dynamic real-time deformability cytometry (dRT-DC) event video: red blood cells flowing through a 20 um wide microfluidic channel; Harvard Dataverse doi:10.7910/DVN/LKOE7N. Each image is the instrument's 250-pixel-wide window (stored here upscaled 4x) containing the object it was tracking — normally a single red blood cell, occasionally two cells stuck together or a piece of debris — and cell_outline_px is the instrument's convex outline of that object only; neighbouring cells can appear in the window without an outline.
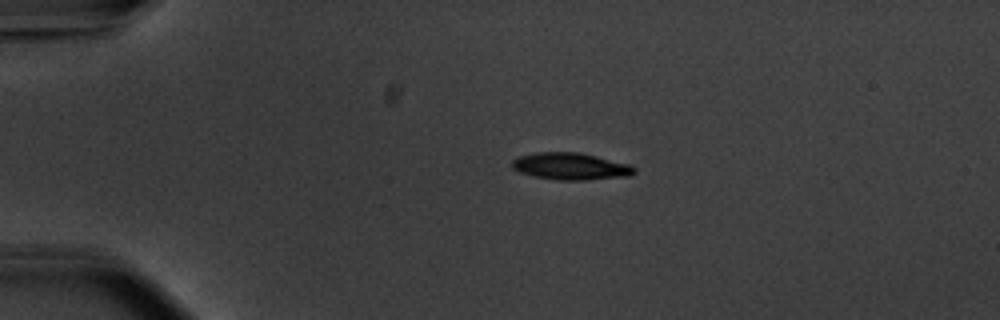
{"species": "common noctule bat (a hibernating species)", "species_latin": "Nyctalus noctula", "temperature_condition": "warm", "stored_images_in_passage": 43, "camera_frame_rate_fps": 3000, "um_per_image_px": 0.085, "animal": {"sex": "male", "body_mass_g": 20.1, "forearm_length_mm": 53.5}, "frame": {"image": 1, "passage_image": 1, "time_ms": 0.0, "image_size_px": [1000, 320], "cell_outline_px": [[636, 172], [632, 176], [584, 180], [556, 180], [536, 176], [520, 172], [512, 168], [512, 160], [520, 156], [536, 152], [580, 152], [632, 164], [636, 168]], "centroid_in_image_um": [48.58, 14.13], "position_along_channel_um": 36.4, "area_um2": 19.42}}
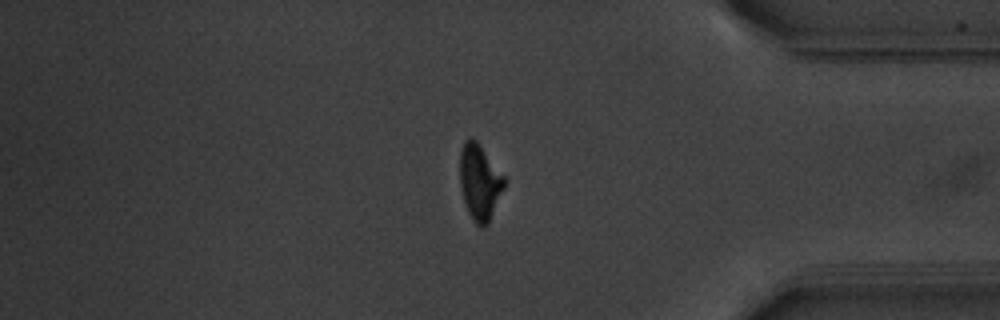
{"frame": {"image": 2, "passage_image": 35, "time_ms": 11.333, "image_size_px": [1000, 320], "cell_outline_px": [[504, 188], [488, 224], [476, 224], [472, 220], [468, 212], [464, 200], [460, 184], [460, 152], [464, 140], [472, 136], [476, 140], [504, 176]], "centroid_in_image_um": [40.75, 15.44], "position_along_channel_um": 394.4, "area_um2": 19.25}}
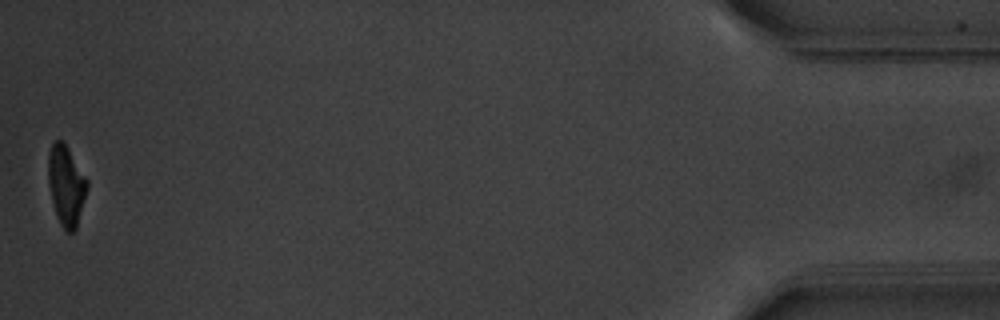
{"frame": {"image": 3, "passage_image": 43, "time_ms": 14.0, "image_size_px": [1000, 320], "cell_outline_px": [[88, 188], [76, 228], [72, 232], [64, 232], [56, 216], [52, 200], [48, 180], [48, 152], [52, 144], [56, 140], [60, 140], [68, 148], [88, 180]], "centroid_in_image_um": [5.62, 15.78], "position_along_channel_um": 429.6, "area_um2": 18.09}, "authors_computed_cell_mechanics": {"area_um2": 19.5942, "velocity_mm_per_s": 3.7505, "shape_relaxation_time_tau1_ms": 2.678, "shape_relaxation_time_tau2_ms": 2.4915, "deformation_change_tau1": 0.1711, "deformation_change_tau2": 0.063}}